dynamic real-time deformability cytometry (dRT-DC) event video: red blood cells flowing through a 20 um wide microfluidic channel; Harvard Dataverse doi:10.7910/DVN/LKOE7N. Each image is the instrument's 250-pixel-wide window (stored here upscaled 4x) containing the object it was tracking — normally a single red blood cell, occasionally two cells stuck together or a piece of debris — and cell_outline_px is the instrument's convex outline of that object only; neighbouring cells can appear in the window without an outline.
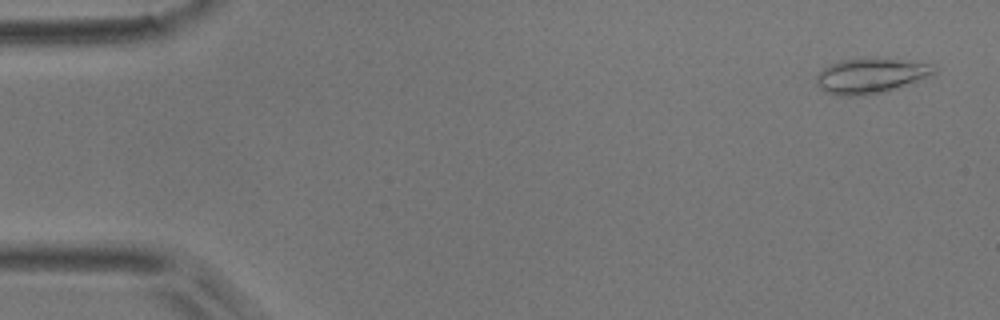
{"species": "common noctule bat (a hibernating species)", "species_latin": "Nyctalus noctula", "temperature_condition": "room temperature", "stored_images_in_passage": 6, "camera_frame_rate_fps": 3000, "um_per_image_px": 0.085, "animal": {"sex": "male", "body_mass_g": 17.9}, "frame": {"image": 1, "passage_image": 1, "time_ms": 0.0, "image_size_px": [1000, 320], "cell_outline_px": [[936, 72], [928, 76], [896, 88], [884, 92], [860, 96], [840, 96], [828, 92], [820, 88], [816, 84], [816, 76], [828, 64], [840, 60], [896, 60], [932, 64], [936, 68]], "centroid_in_image_um": [73.96, 6.47], "position_along_channel_um": 11.0, "area_um2": 23.29}}
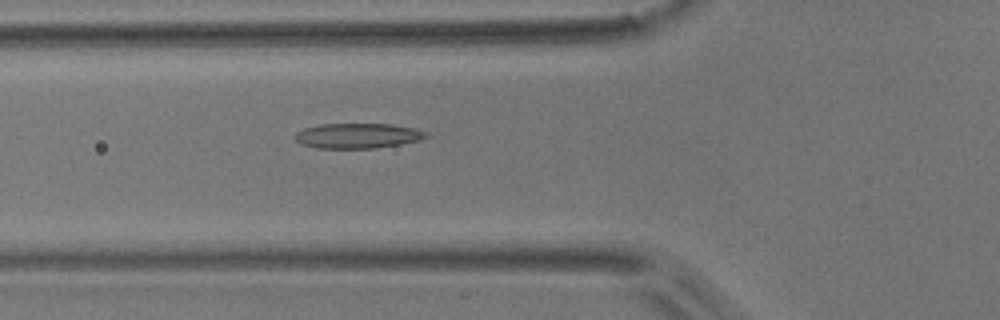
{"frame": {"image": 2, "passage_image": 6, "time_ms": 5.667, "image_size_px": [1000, 320], "cell_outline_px": [[428, 136], [420, 140], [400, 144], [376, 148], [316, 148], [300, 144], [292, 136], [296, 132], [304, 128], [320, 124], [392, 124], [416, 128], [428, 132]], "centroid_in_image_um": [30.39, 11.54], "position_along_channel_um": 95.4, "area_um2": 19.36}}